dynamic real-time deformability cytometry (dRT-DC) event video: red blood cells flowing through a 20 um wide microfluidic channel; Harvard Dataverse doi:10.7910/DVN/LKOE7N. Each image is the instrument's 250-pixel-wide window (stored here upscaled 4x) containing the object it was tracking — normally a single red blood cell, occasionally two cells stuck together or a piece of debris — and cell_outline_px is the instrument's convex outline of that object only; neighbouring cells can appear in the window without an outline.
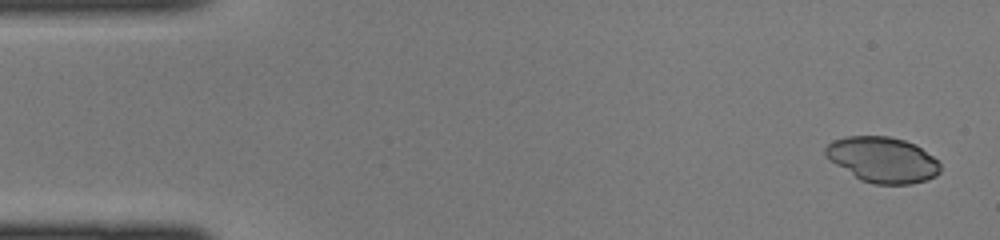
{"species": "common noctule bat (a hibernating species)", "species_latin": "Nyctalus noctula", "temperature_condition": "cold", "stored_images_in_passage": 43, "camera_frame_rate_fps": 3000, "um_per_image_px": 0.085, "animal": {"sex": "female", "body_mass_g": 22.0, "forearm_length_mm": 56.7}, "frame": {"image": 1, "passage_image": 1, "time_ms": 0.0, "image_size_px": [1000, 240], "cell_outline_px": [[940, 172], [936, 176], [912, 184], [876, 184], [860, 180], [824, 156], [824, 148], [832, 140], [844, 136], [888, 136], [904, 140], [916, 144], [932, 156], [940, 164]], "centroid_in_image_um": [75.0, 13.56], "position_along_channel_um": 10.0, "area_um2": 30.46}}